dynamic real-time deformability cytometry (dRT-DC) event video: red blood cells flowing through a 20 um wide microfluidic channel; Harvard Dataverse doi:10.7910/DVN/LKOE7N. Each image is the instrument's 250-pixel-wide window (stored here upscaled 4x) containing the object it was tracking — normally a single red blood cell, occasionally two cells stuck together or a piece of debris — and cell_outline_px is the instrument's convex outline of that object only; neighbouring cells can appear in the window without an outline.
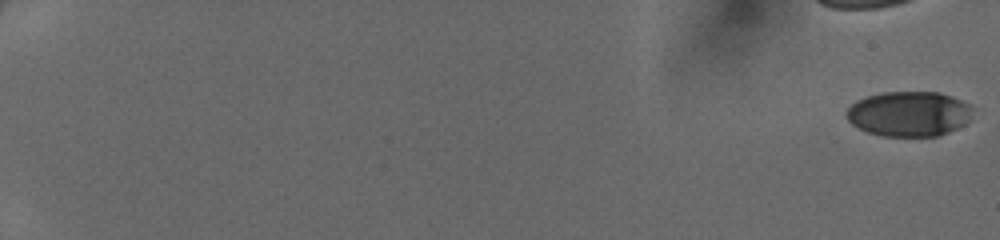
{"species": "human", "species_latin": "Homo sapiens", "temperature_condition": "cold", "stored_images_in_passage": 51, "camera_frame_rate_fps": 3000, "um_per_image_px": 0.085, "donor": {"sex": "female"}, "frame": {"image": 1, "passage_image": 1, "time_ms": 0.0, "image_size_px": [1000, 240], "cell_outline_px": [[972, 108], [968, 120], [964, 124], [948, 132], [936, 136], [884, 136], [868, 132], [852, 124], [848, 120], [848, 108], [856, 100], [868, 96], [884, 92], [940, 92], [952, 96], [968, 104]], "centroid_in_image_um": [77.26, 9.67], "position_along_channel_um": 7.7, "area_um2": 32.77}}